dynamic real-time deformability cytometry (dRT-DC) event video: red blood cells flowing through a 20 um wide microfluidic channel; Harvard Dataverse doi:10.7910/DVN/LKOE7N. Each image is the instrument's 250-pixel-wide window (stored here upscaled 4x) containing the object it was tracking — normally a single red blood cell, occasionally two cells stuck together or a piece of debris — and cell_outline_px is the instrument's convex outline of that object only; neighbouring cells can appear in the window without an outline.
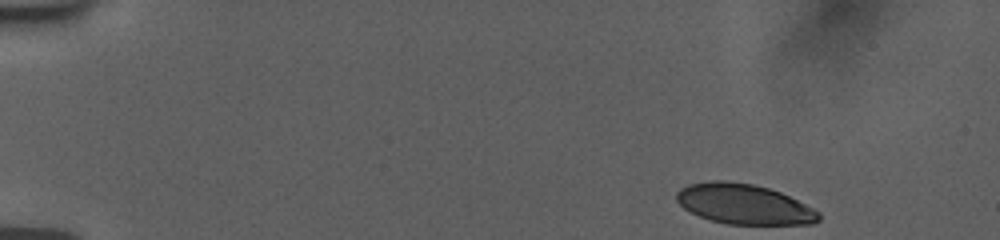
{"species": "human", "species_latin": "Homo sapiens", "temperature_condition": "room temperature", "stored_images_in_passage": 50, "camera_frame_rate_fps": 3000, "um_per_image_px": 0.085, "donor": {"sex": "female"}, "frame": {"image": 1, "passage_image": 1, "time_ms": 0.0, "image_size_px": [1000, 240], "cell_outline_px": [[820, 220], [812, 224], [728, 224], [712, 220], [700, 216], [684, 208], [676, 200], [676, 192], [680, 188], [688, 184], [712, 180], [724, 180], [752, 184], [768, 188], [780, 192], [820, 212]], "centroid_in_image_um": [63.22, 17.34], "position_along_channel_um": 21.8, "area_um2": 33.06}}
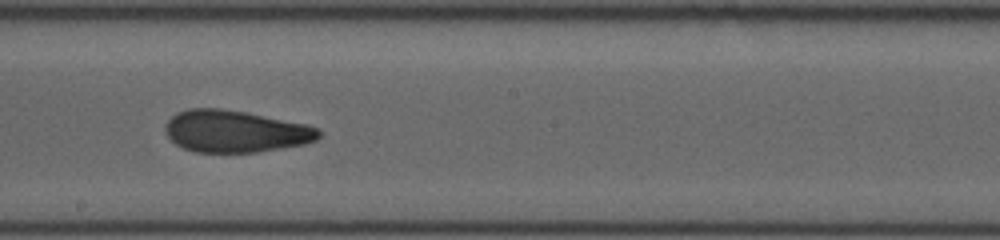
{"frame": {"image": 2, "passage_image": 27, "time_ms": 8.667, "image_size_px": [1000, 240], "cell_outline_px": [[320, 136], [316, 140], [304, 144], [256, 152], [196, 152], [184, 148], [176, 144], [164, 132], [164, 124], [176, 112], [188, 108], [220, 108], [244, 112], [308, 124], [320, 128]], "centroid_in_image_um": [19.99, 11.15], "position_along_channel_um": 228.2, "area_um2": 37.63}}
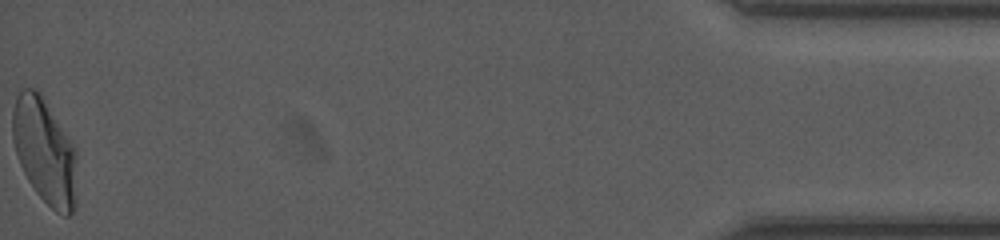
{"frame": {"image": 3, "passage_image": 50, "time_ms": 16.333, "image_size_px": [1000, 240], "cell_outline_px": [[76, 208], [68, 216], [64, 216], [56, 212], [36, 192], [28, 180], [20, 164], [12, 140], [12, 112], [16, 96], [20, 88], [36, 88], [40, 92], [76, 148]], "centroid_in_image_um": [3.8, 12.83], "position_along_channel_um": 431.4, "area_um2": 39.88}, "authors_computed_cell_mechanics": {"area_um2": 37.4544, "velocity_mm_per_s": 3.7657, "shape_relaxation_time_tau1_ms": 11.2329, "shape_relaxation_time_tau2_ms": 1.3516, "deformation_change_tau1": 0.2916, "deformation_change_tau2": 0.0745}}